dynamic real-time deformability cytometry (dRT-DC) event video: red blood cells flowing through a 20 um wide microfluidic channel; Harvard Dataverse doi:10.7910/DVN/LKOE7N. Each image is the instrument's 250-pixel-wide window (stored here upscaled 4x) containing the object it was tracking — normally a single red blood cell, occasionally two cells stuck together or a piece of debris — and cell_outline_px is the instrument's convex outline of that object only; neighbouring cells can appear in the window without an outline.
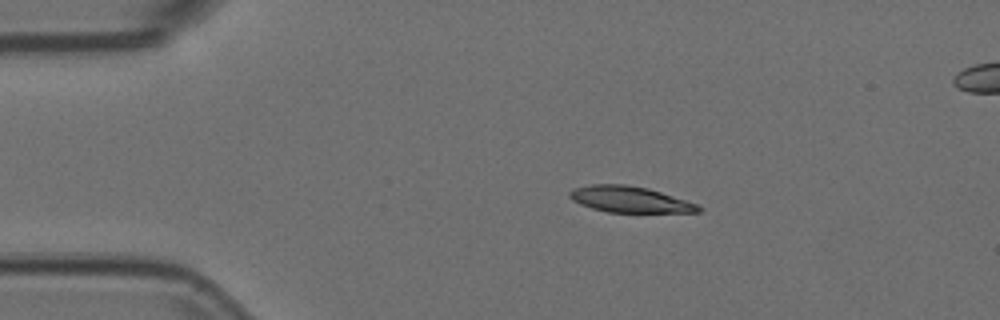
{"species": "Egyptian fruit bat (a non-hibernating species)", "species_latin": "Rousettus aegyptiacus", "temperature_condition": "room temperature", "stored_images_in_passage": 46, "segment_of_instrument_passage": [1, 2], "camera_frame_rate_fps": 3000, "um_per_image_px": 0.085, "animal": {"sex": "female"}, "frame": {"image": 1, "passage_image": 1, "time_ms": 0.0, "image_size_px": [1000, 320], "cell_outline_px": [[704, 208], [700, 212], [608, 212], [592, 208], [580, 204], [572, 200], [568, 196], [568, 192], [572, 188], [592, 184], [624, 184], [648, 188], [696, 204]], "centroid_in_image_um": [53.48, 16.94], "position_along_channel_um": 31.5, "area_um2": 19.48}}
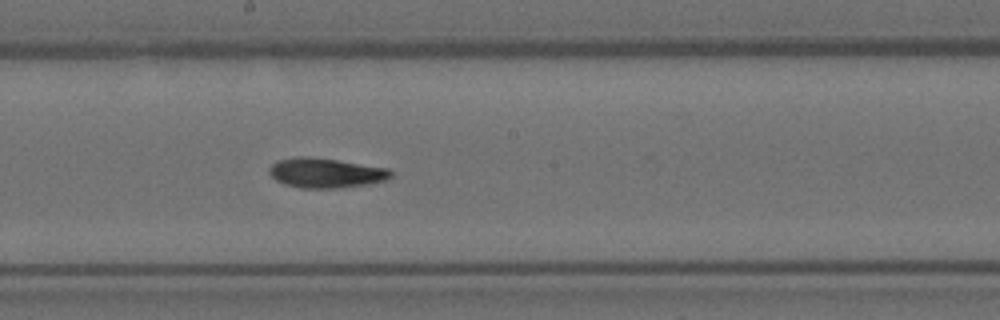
{"frame": {"image": 2, "passage_image": 20, "time_ms": 6.333, "image_size_px": [1000, 320], "cell_outline_px": [[392, 176], [384, 180], [368, 184], [340, 188], [300, 188], [284, 184], [276, 180], [268, 172], [268, 168], [276, 160], [296, 156], [308, 156], [336, 160], [388, 168], [392, 172]], "centroid_in_image_um": [27.64, 14.69], "position_along_channel_um": 220.6, "area_um2": 21.15}}
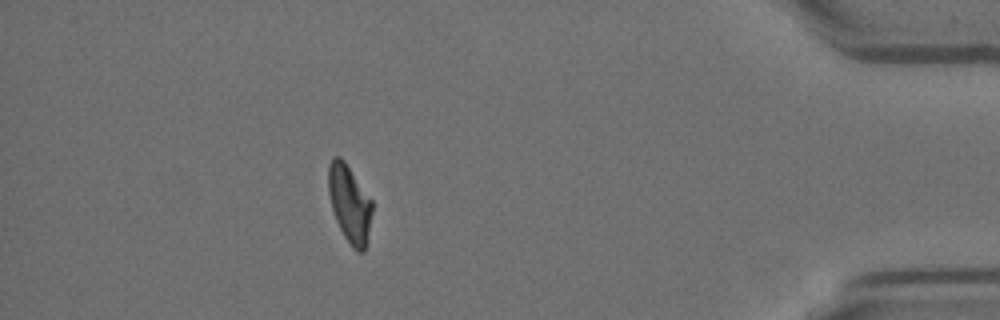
{"frame": {"image": 3, "passage_image": 39, "time_ms": 12.667, "image_size_px": [1000, 320], "cell_outline_px": [[372, 212], [364, 252], [356, 252], [352, 248], [344, 236], [336, 220], [332, 208], [328, 192], [328, 164], [332, 156], [340, 156], [344, 160], [372, 200]], "centroid_in_image_um": [29.69, 17.29], "position_along_channel_um": 405.5, "area_um2": 19.71}}